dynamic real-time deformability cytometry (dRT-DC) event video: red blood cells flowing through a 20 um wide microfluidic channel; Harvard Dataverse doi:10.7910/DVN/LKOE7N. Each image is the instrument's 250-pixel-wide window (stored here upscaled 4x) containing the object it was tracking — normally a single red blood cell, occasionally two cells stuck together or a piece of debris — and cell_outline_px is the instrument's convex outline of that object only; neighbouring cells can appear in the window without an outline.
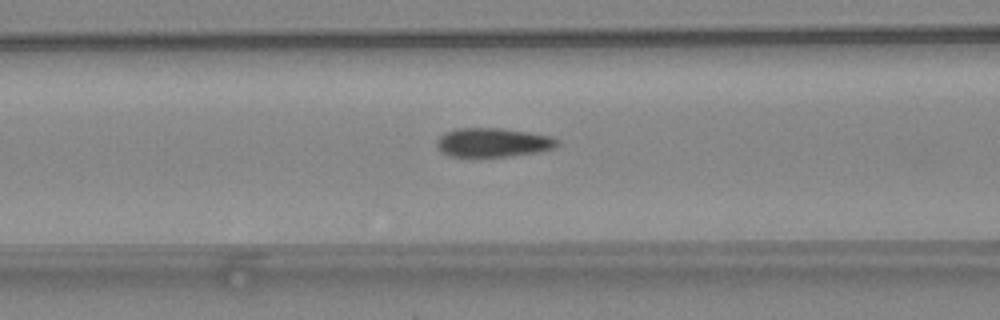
{"species": "common noctule bat (a hibernating species)", "species_latin": "Nyctalus noctula", "temperature_condition": "warm", "stored_images_in_passage": 40, "camera_frame_rate_fps": 3000, "um_per_image_px": 0.085, "animal": {"sex": "female", "body_mass_g": 24.6, "forearm_length_mm": 56.2}, "frame": {"image": 1, "passage_image": 14, "time_ms": 4.333, "image_size_px": [1000, 320], "cell_outline_px": [[560, 144], [552, 148], [540, 152], [508, 156], [448, 156], [440, 152], [436, 148], [436, 140], [444, 132], [456, 128], [504, 128], [552, 136], [560, 140]], "centroid_in_image_um": [41.89, 12.1], "position_along_channel_um": 124.7, "area_um2": 20.63}}
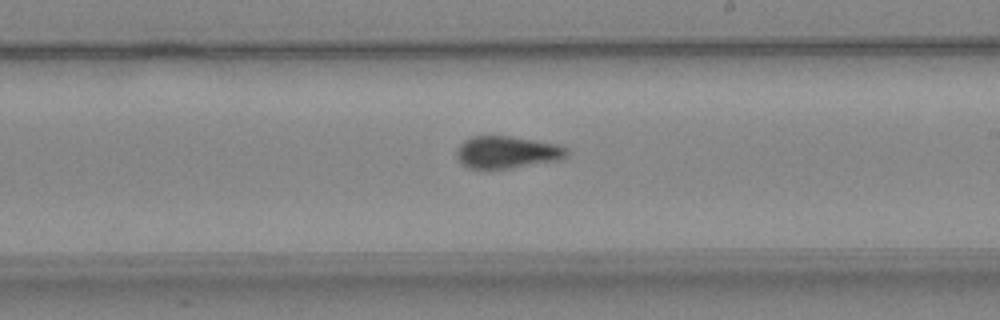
{"frame": {"image": 2, "passage_image": 23, "time_ms": 7.333, "image_size_px": [1000, 320], "cell_outline_px": [[568, 156], [560, 160], [508, 168], [468, 168], [460, 164], [456, 156], [456, 152], [460, 144], [464, 140], [472, 136], [508, 136], [560, 144], [568, 148]], "centroid_in_image_um": [43.1, 12.93], "position_along_channel_um": 245.9, "area_um2": 20.75}}
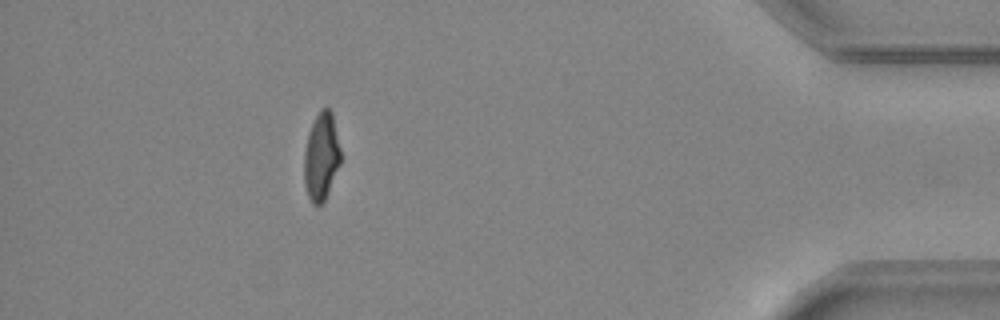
{"frame": {"image": 3, "passage_image": 39, "time_ms": 12.667, "image_size_px": [1000, 320], "cell_outline_px": [[340, 164], [328, 192], [324, 200], [320, 204], [312, 204], [308, 196], [304, 184], [304, 152], [308, 132], [320, 108], [328, 108], [332, 112], [340, 148]], "centroid_in_image_um": [27.3, 13.3], "position_along_channel_um": 407.9, "area_um2": 18.55}}